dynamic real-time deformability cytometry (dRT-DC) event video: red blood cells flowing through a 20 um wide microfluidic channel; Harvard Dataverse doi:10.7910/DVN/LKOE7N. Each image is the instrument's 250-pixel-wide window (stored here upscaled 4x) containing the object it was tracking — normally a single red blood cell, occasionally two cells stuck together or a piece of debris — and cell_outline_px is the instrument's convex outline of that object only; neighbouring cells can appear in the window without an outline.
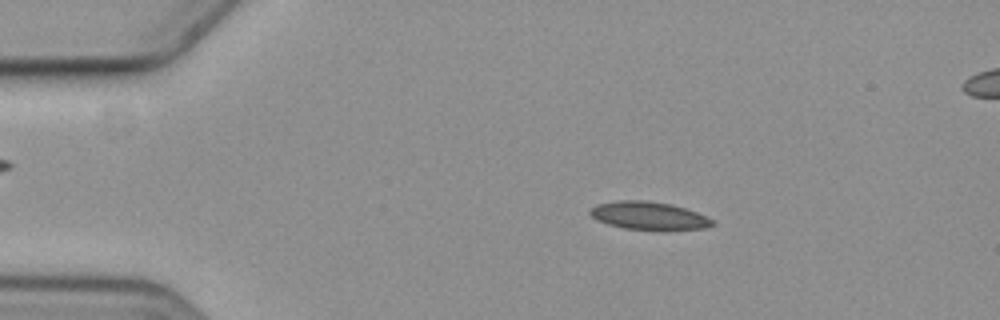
{"species": "common noctule bat (a hibernating species)", "species_latin": "Nyctalus noctula", "temperature_condition": "cold", "stored_images_in_passage": 59, "segment_of_instrument_passage": [1, 2], "camera_frame_rate_fps": 3000, "um_per_image_px": 0.085, "animal": {"sex": "female", "body_mass_g": 19.3, "forearm_length_mm": 54.1}, "frame": {"image": 1, "passage_image": 11, "time_ms": 3.333, "image_size_px": [1000, 320], "cell_outline_px": [[716, 224], [708, 228], [668, 232], [652, 232], [624, 228], [608, 224], [596, 220], [588, 212], [596, 204], [620, 200], [640, 200], [672, 204], [696, 212], [712, 220]], "centroid_in_image_um": [55.19, 18.39], "position_along_channel_um": 29.8, "area_um2": 20.63}}
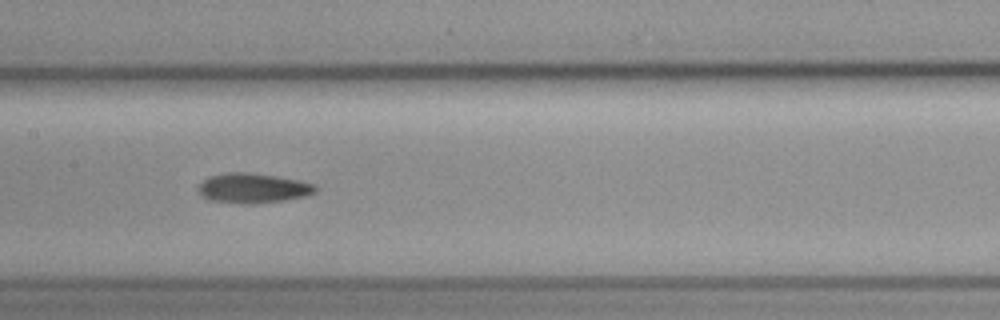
{"frame": {"image": 2, "passage_image": 29, "time_ms": 9.333, "image_size_px": [1000, 320], "cell_outline_px": [[316, 192], [308, 196], [284, 200], [256, 204], [240, 204], [208, 200], [200, 196], [200, 184], [208, 176], [232, 172], [244, 172], [276, 176], [300, 180], [312, 184], [316, 188]], "centroid_in_image_um": [21.5, 16.01], "position_along_channel_um": 185.9, "area_um2": 20.4}}
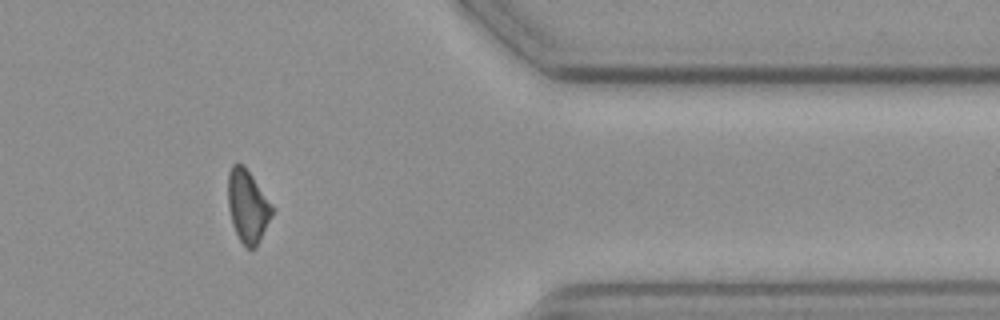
{"frame": {"image": 3, "passage_image": 48, "time_ms": 15.667, "image_size_px": [1000, 320], "cell_outline_px": [[276, 208], [256, 248], [248, 248], [240, 240], [232, 224], [228, 208], [228, 172], [232, 164], [244, 164]], "centroid_in_image_um": [21.07, 17.5], "position_along_channel_um": 390.3, "area_um2": 18.96}}